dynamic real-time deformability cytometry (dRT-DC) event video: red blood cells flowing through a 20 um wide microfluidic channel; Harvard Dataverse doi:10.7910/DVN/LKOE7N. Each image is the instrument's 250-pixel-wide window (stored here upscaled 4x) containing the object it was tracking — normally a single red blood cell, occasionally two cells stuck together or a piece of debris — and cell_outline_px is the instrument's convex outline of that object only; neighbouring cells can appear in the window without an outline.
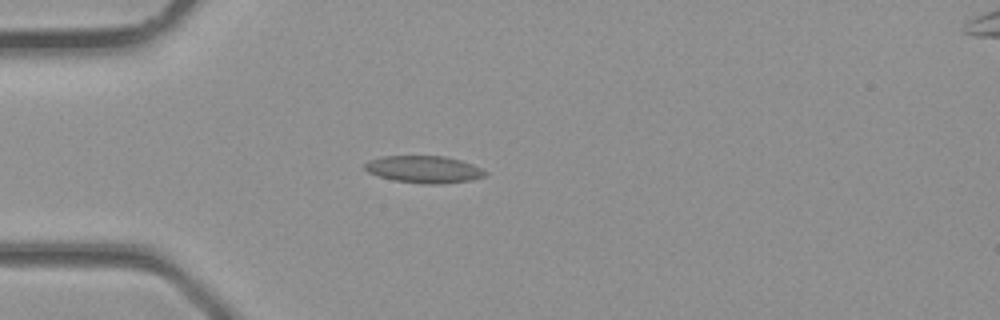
{"species": "common noctule bat (a hibernating species)", "species_latin": "Nyctalus noctula", "temperature_condition": "room temperature", "stored_images_in_passage": 3, "camera_frame_rate_fps": 3000, "um_per_image_px": 0.085, "animal": {"sex": "male", "body_mass_g": 23.1, "forearm_length_mm": 52.7}, "frame": {"image": 1, "passage_image": 3, "time_ms": 0.667, "image_size_px": [1000, 320], "cell_outline_px": [[488, 176], [468, 180], [440, 184], [424, 184], [392, 180], [368, 172], [364, 168], [364, 164], [368, 160], [380, 156], [444, 156], [460, 160], [472, 164], [488, 172]], "centroid_in_image_um": [36.02, 14.39], "position_along_channel_um": 49.0, "area_um2": 19.07}}